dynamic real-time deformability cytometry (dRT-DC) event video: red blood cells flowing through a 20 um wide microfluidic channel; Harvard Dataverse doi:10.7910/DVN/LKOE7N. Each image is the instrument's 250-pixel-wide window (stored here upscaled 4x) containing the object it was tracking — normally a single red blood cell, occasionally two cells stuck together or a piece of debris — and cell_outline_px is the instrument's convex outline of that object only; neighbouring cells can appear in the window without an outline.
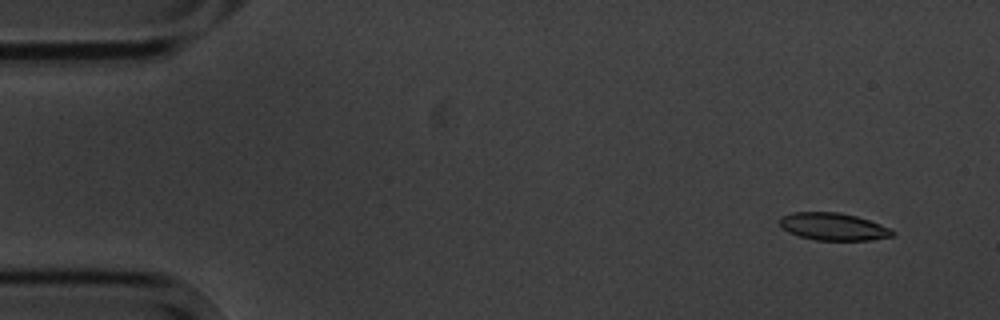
{"species": "common noctule bat (a hibernating species)", "species_latin": "Nyctalus noctula", "temperature_condition": "cold", "stored_images_in_passage": 7, "camera_frame_rate_fps": 3000, "um_per_image_px": 0.085, "animal": {"sex": "male", "body_mass_g": 20.1, "forearm_length_mm": 53.5}, "frame": {"image": 1, "passage_image": 1, "time_ms": 0.0, "image_size_px": [1000, 320], "cell_outline_px": [[896, 232], [892, 236], [872, 240], [816, 240], [800, 236], [788, 232], [780, 228], [780, 216], [792, 212], [840, 212], [856, 216], [892, 228]], "centroid_in_image_um": [70.82, 19.26], "position_along_channel_um": 14.2, "area_um2": 18.15}}
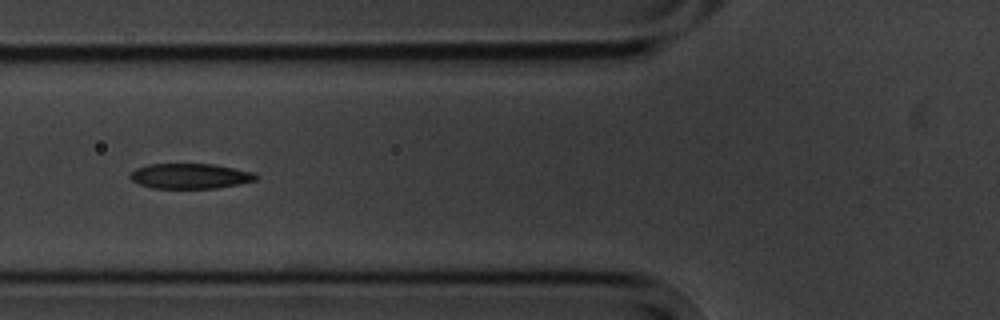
{"frame": {"image": 2, "passage_image": 6, "time_ms": 5.667, "image_size_px": [1000, 320], "cell_outline_px": [[260, 176], [256, 180], [240, 184], [216, 188], [152, 188], [140, 184], [132, 180], [128, 176], [136, 168], [148, 164], [212, 164], [256, 172]], "centroid_in_image_um": [16.2, 14.96], "position_along_channel_um": 109.6, "area_um2": 18.55}}
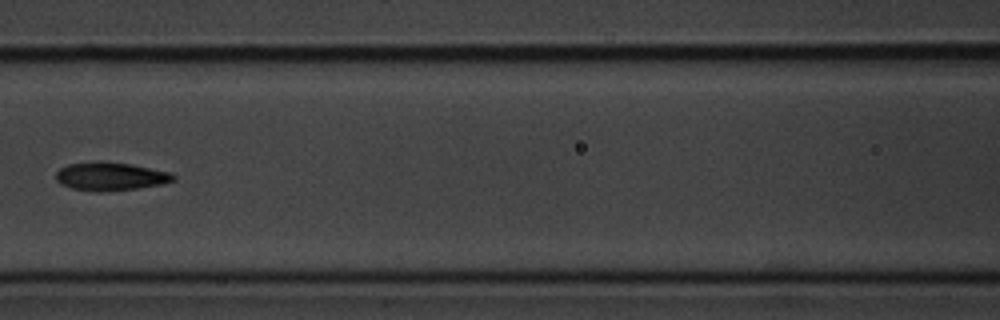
{"frame": {"image": 3, "passage_image": 7, "time_ms": 7.0, "image_size_px": [1000, 320], "cell_outline_px": [[176, 180], [164, 184], [136, 188], [104, 192], [100, 192], [72, 188], [60, 184], [56, 180], [56, 172], [60, 168], [68, 164], [100, 160], [104, 160], [132, 164], [168, 172], [176, 176]], "centroid_in_image_um": [9.38, 14.98], "position_along_channel_um": 157.2, "area_um2": 19.59}}